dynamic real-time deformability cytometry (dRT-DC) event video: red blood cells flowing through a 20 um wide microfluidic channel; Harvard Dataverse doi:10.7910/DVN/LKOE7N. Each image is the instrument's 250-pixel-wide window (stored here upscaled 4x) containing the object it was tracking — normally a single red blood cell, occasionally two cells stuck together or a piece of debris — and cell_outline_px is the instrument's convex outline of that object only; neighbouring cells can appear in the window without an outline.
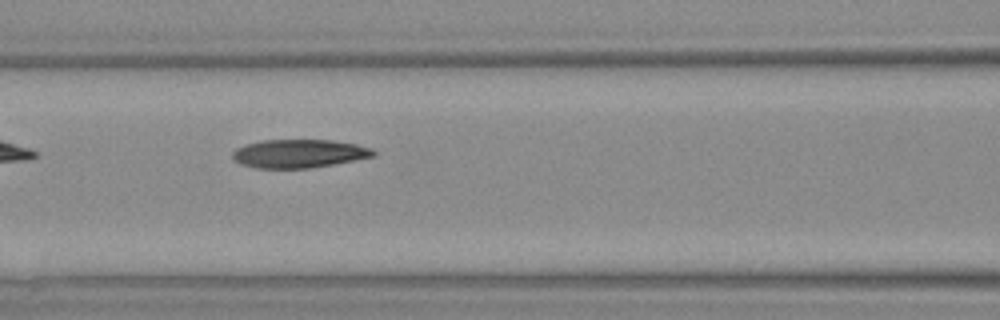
{"species": "Egyptian fruit bat (a non-hibernating species)", "species_latin": "Rousettus aegyptiacus", "temperature_condition": "warm", "stored_images_in_passage": 5, "camera_frame_rate_fps": 3000, "um_per_image_px": 0.085, "animal": {"sex": "female"}, "frame": {"image": 1, "passage_image": 4, "time_ms": 4.667, "image_size_px": [1000, 320], "cell_outline_px": [[376, 156], [332, 164], [308, 168], [256, 168], [240, 164], [232, 160], [232, 152], [236, 148], [260, 140], [332, 140], [356, 144], [372, 148], [376, 152]], "centroid_in_image_um": [25.4, 13.05], "position_along_channel_um": 141.2, "area_um2": 23.35}}